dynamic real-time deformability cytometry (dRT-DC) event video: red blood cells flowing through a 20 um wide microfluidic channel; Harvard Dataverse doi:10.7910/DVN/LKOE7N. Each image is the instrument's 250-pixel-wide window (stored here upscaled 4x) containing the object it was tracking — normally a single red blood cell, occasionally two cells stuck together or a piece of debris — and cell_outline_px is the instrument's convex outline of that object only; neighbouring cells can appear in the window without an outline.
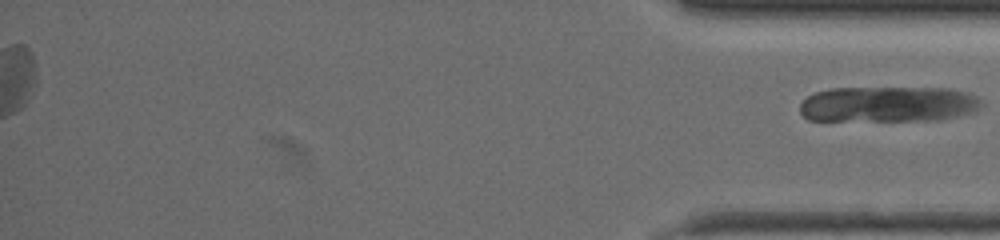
{"species": "common noctule bat (a hibernating species)", "species_latin": "Nyctalus noctula", "temperature_condition": "warm", "stored_images_in_passage": 43, "segment_of_instrument_passage": [2, 2], "camera_frame_rate_fps": 3000, "um_per_image_px": 0.085, "animal": {"sex": "female", "body_mass_g": 19.5, "forearm_length_mm": 54.1}, "frame": {"image": 1, "passage_image": 43, "time_ms": 14.0, "image_size_px": [1000, 240], "cell_outline_px": [[984, 104], [980, 108], [972, 112], [940, 120], [808, 120], [800, 112], [800, 104], [808, 96], [816, 92], [832, 88], [948, 88], [968, 92], [976, 96]], "centroid_in_image_um": [75.52, 8.85], "position_along_channel_um": 359.7, "area_um2": 37.8}}